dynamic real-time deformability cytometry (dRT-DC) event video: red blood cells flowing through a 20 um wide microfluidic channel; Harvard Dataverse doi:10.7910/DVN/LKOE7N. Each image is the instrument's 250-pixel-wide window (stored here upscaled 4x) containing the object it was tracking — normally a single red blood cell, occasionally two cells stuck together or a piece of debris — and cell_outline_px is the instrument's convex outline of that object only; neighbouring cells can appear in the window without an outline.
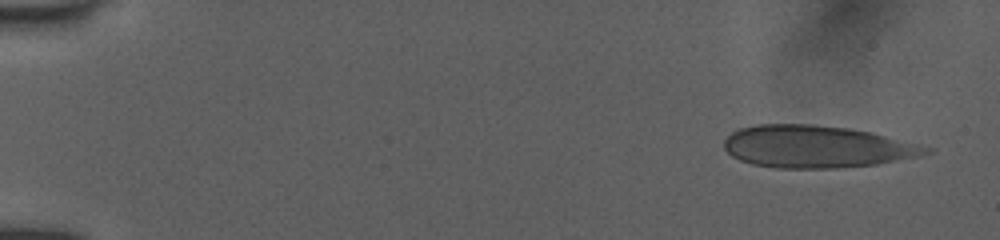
{"species": "human", "species_latin": "Homo sapiens", "temperature_condition": "room temperature", "stored_images_in_passage": 9, "camera_frame_rate_fps": 3000, "um_per_image_px": 0.085, "donor": {"sex": "female"}, "frame": {"image": 1, "passage_image": 1, "time_ms": 0.0, "image_size_px": [1000, 240], "cell_outline_px": [[936, 152], [920, 156], [876, 164], [836, 168], [776, 168], [752, 164], [740, 160], [732, 156], [724, 148], [724, 140], [732, 132], [740, 128], [760, 124], [808, 124], [844, 128], [868, 132], [936, 148]], "centroid_in_image_um": [69.43, 12.48], "position_along_channel_um": 15.6, "area_um2": 49.53}}
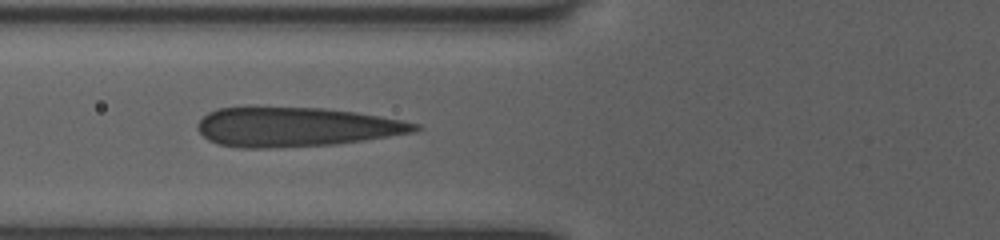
{"frame": {"image": 2, "passage_image": 7, "time_ms": 5.667, "image_size_px": [1000, 240], "cell_outline_px": [[420, 128], [412, 132], [364, 140], [336, 144], [276, 148], [240, 148], [216, 144], [208, 140], [196, 128], [196, 124], [208, 112], [220, 108], [320, 108], [356, 112], [380, 116], [420, 124]], "centroid_in_image_um": [25.11, 10.81], "position_along_channel_um": 100.7, "area_um2": 49.48}}
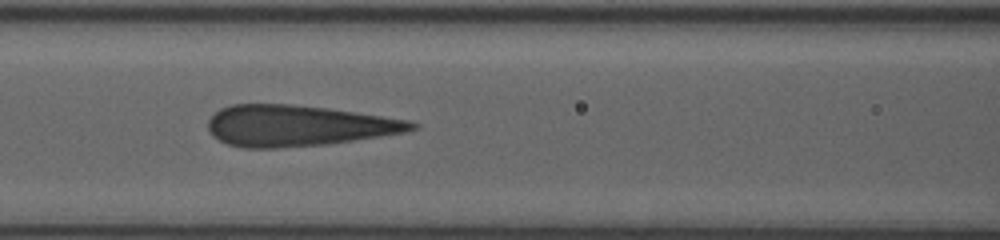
{"frame": {"image": 3, "passage_image": 8, "time_ms": 6.667, "image_size_px": [1000, 240], "cell_outline_px": [[420, 124], [416, 128], [404, 132], [352, 140], [324, 144], [280, 148], [244, 148], [228, 144], [212, 136], [208, 128], [208, 120], [220, 108], [232, 104], [292, 104], [328, 108], [408, 120]], "centroid_in_image_um": [25.28, 10.68], "position_along_channel_um": 141.3, "area_um2": 48.32}}